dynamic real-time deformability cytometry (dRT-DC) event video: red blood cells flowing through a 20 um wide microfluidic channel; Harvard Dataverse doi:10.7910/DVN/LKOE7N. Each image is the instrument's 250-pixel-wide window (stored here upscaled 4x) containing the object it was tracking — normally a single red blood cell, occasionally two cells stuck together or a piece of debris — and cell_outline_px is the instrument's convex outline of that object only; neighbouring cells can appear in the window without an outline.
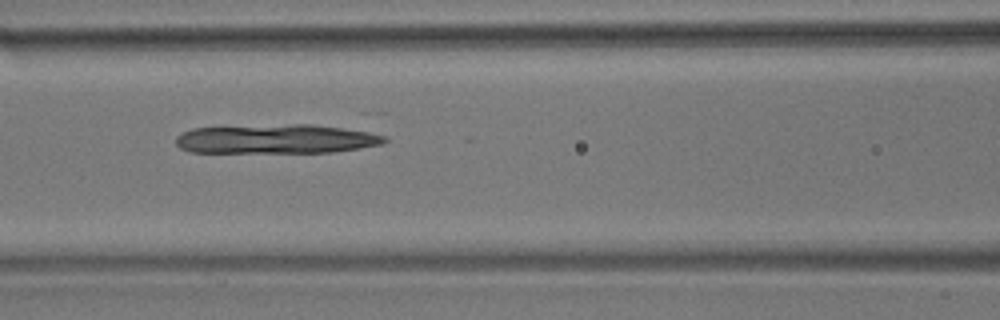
{"species": "common noctule bat (a hibernating species)", "species_latin": "Nyctalus noctula", "temperature_condition": "room temperature", "stored_images_in_passage": 9, "camera_frame_rate_fps": 3000, "um_per_image_px": 0.085, "animal": {"sex": "male", "body_mass_g": 17.9}, "frame": {"image": 1, "passage_image": 9, "time_ms": 2.667, "image_size_px": [1000, 320], "cell_outline_px": [[388, 140], [380, 144], [360, 148], [332, 152], [192, 152], [180, 148], [176, 144], [176, 136], [192, 128], [296, 124], [312, 124], [368, 132], [384, 136]], "centroid_in_image_um": [23.45, 11.82], "position_along_channel_um": 143.1, "area_um2": 35.08}}